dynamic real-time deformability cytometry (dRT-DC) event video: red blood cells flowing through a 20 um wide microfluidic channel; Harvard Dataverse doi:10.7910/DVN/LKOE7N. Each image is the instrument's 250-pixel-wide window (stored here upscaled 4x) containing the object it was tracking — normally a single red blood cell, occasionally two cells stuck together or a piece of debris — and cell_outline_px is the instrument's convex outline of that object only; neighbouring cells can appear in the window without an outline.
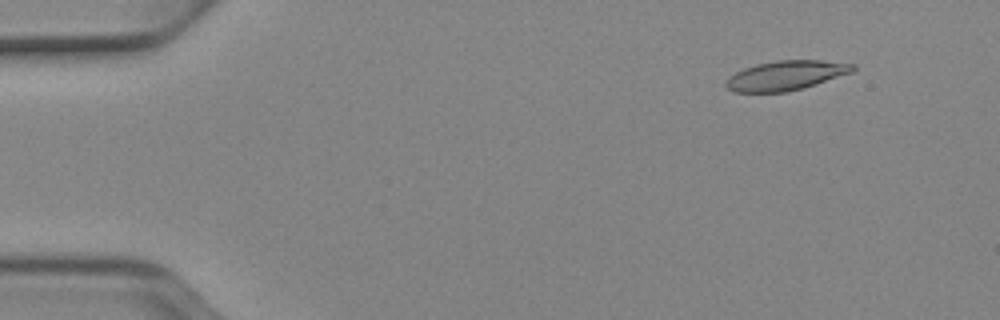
{"species": "Egyptian fruit bat (a non-hibernating species)", "species_latin": "Rousettus aegyptiacus", "temperature_condition": "cold", "stored_images_in_passage": 52, "camera_frame_rate_fps": 3000, "um_per_image_px": 0.085, "animal": {"sex": "female"}, "frame": {"image": 1, "passage_image": 6, "time_ms": 1.667, "image_size_px": [1000, 320], "cell_outline_px": [[856, 68], [852, 72], [804, 88], [788, 92], [736, 92], [728, 88], [724, 84], [728, 76], [744, 68], [756, 64], [776, 60], [820, 60], [856, 64]], "centroid_in_image_um": [66.8, 6.41], "position_along_channel_um": 18.2, "area_um2": 21.91}}
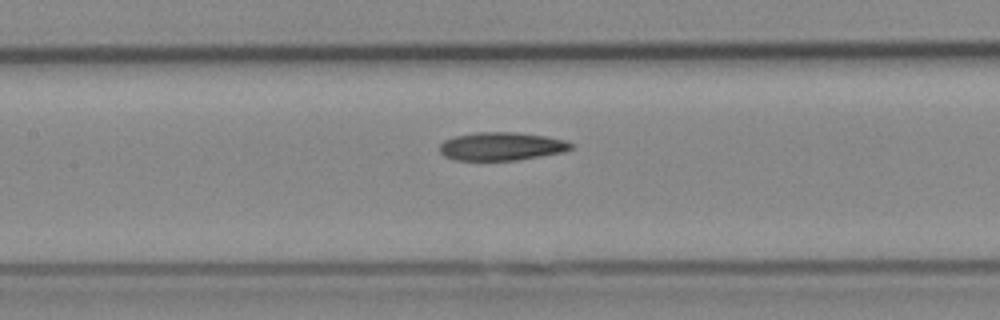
{"frame": {"image": 2, "passage_image": 25, "time_ms": 8.0, "image_size_px": [1000, 320], "cell_outline_px": [[572, 148], [564, 152], [516, 160], [456, 160], [444, 156], [440, 152], [440, 144], [444, 140], [456, 136], [476, 132], [516, 132], [544, 136], [564, 140], [572, 144]], "centroid_in_image_um": [42.6, 12.44], "position_along_channel_um": 164.8, "area_um2": 21.44}}
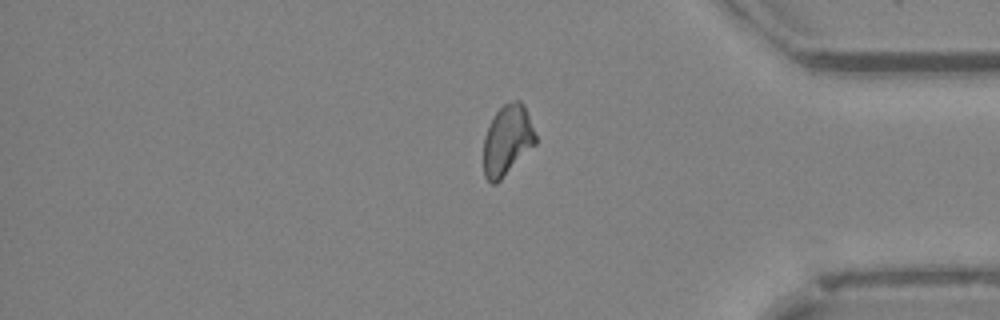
{"frame": {"image": 3, "passage_image": 44, "time_ms": 14.333, "image_size_px": [1000, 320], "cell_outline_px": [[536, 144], [496, 184], [492, 184], [484, 176], [484, 136], [488, 124], [496, 112], [504, 104], [516, 100], [520, 100], [524, 104], [536, 136]], "centroid_in_image_um": [43.11, 11.91], "position_along_channel_um": 392.1, "area_um2": 21.21}}